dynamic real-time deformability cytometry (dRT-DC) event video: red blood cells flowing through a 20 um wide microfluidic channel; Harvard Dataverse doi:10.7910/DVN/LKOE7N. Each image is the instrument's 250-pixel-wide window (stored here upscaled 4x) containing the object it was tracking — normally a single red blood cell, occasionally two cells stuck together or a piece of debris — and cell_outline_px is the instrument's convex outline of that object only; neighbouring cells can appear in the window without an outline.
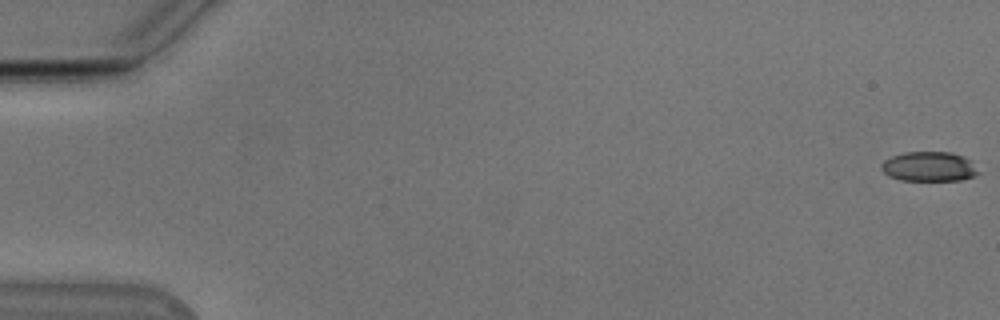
{"species": "Egyptian fruit bat (a non-hibernating species)", "species_latin": "Rousettus aegyptiacus", "temperature_condition": "cold", "stored_images_in_passage": 54, "camera_frame_rate_fps": 3000, "um_per_image_px": 0.085, "animal": {"sex": "male"}, "frame": {"image": 1, "passage_image": 1, "time_ms": 0.0, "image_size_px": [1000, 320], "cell_outline_px": [[980, 172], [972, 176], [960, 180], [900, 180], [888, 176], [880, 168], [880, 164], [884, 160], [892, 156], [904, 152], [952, 152], [964, 156]], "centroid_in_image_um": [78.92, 14.15], "position_along_channel_um": 6.1, "area_um2": 16.7}}
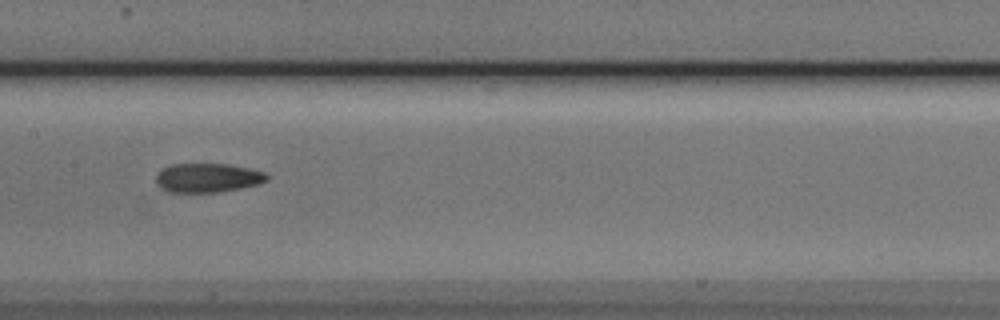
{"frame": {"image": 2, "passage_image": 28, "time_ms": 9.0, "image_size_px": [1000, 320], "cell_outline_px": [[268, 180], [260, 184], [240, 188], [216, 192], [168, 192], [160, 188], [156, 184], [156, 176], [164, 168], [172, 164], [228, 164], [248, 168], [264, 172], [268, 176]], "centroid_in_image_um": [17.65, 15.12], "position_along_channel_um": 189.8, "area_um2": 18.73}}
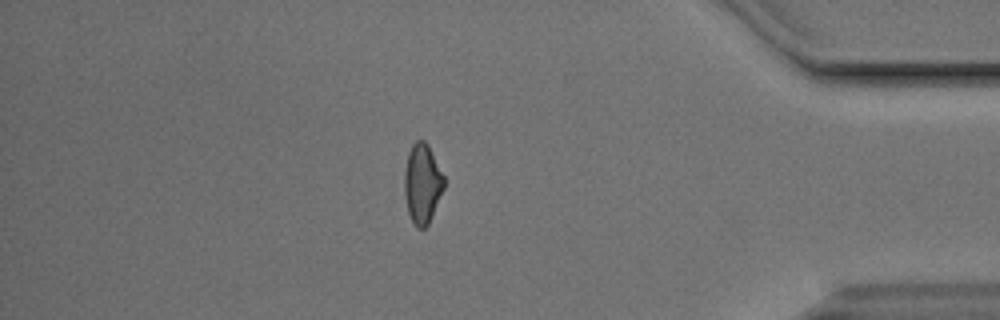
{"frame": {"image": 3, "passage_image": 47, "time_ms": 15.333, "image_size_px": [1000, 320], "cell_outline_px": [[444, 188], [428, 224], [424, 228], [416, 228], [408, 212], [404, 192], [404, 172], [408, 152], [412, 144], [416, 140], [424, 140], [428, 144], [444, 176]], "centroid_in_image_um": [35.88, 15.58], "position_along_channel_um": 399.3, "area_um2": 18.32}, "authors_computed_cell_mechanics": {"area_um2": 18.5827, "velocity_mm_per_s": 3.8508, "shape_relaxation_time_tau1_ms": null, "shape_relaxation_time_tau2_ms": 3.0153, "deformation_change_tau1": null, "deformation_change_tau2": 0.1048}}